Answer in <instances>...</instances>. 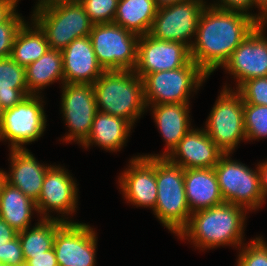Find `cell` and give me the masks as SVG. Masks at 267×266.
I'll use <instances>...</instances> for the list:
<instances>
[{"label": "cell", "instance_id": "cell-10", "mask_svg": "<svg viewBox=\"0 0 267 266\" xmlns=\"http://www.w3.org/2000/svg\"><path fill=\"white\" fill-rule=\"evenodd\" d=\"M42 98L30 94L3 112L0 141L8 140L10 150L24 149V145L37 141L44 134L47 119Z\"/></svg>", "mask_w": 267, "mask_h": 266}, {"label": "cell", "instance_id": "cell-34", "mask_svg": "<svg viewBox=\"0 0 267 266\" xmlns=\"http://www.w3.org/2000/svg\"><path fill=\"white\" fill-rule=\"evenodd\" d=\"M17 12L5 23L0 24V58L11 56L16 35L26 22Z\"/></svg>", "mask_w": 267, "mask_h": 266}, {"label": "cell", "instance_id": "cell-7", "mask_svg": "<svg viewBox=\"0 0 267 266\" xmlns=\"http://www.w3.org/2000/svg\"><path fill=\"white\" fill-rule=\"evenodd\" d=\"M230 89L223 87L204 129L224 154H233L240 141L246 140L244 101L236 90Z\"/></svg>", "mask_w": 267, "mask_h": 266}, {"label": "cell", "instance_id": "cell-41", "mask_svg": "<svg viewBox=\"0 0 267 266\" xmlns=\"http://www.w3.org/2000/svg\"><path fill=\"white\" fill-rule=\"evenodd\" d=\"M254 6L259 8L260 20L267 24V0H254Z\"/></svg>", "mask_w": 267, "mask_h": 266}, {"label": "cell", "instance_id": "cell-5", "mask_svg": "<svg viewBox=\"0 0 267 266\" xmlns=\"http://www.w3.org/2000/svg\"><path fill=\"white\" fill-rule=\"evenodd\" d=\"M31 20L44 32L49 48L62 51L74 39L90 35L93 24L78 1L33 10Z\"/></svg>", "mask_w": 267, "mask_h": 266}, {"label": "cell", "instance_id": "cell-28", "mask_svg": "<svg viewBox=\"0 0 267 266\" xmlns=\"http://www.w3.org/2000/svg\"><path fill=\"white\" fill-rule=\"evenodd\" d=\"M31 22L32 26L26 22L18 31L10 56L24 67L37 61L49 49L44 32L34 21Z\"/></svg>", "mask_w": 267, "mask_h": 266}, {"label": "cell", "instance_id": "cell-32", "mask_svg": "<svg viewBox=\"0 0 267 266\" xmlns=\"http://www.w3.org/2000/svg\"><path fill=\"white\" fill-rule=\"evenodd\" d=\"M244 245L240 246L237 266H267V245L259 237Z\"/></svg>", "mask_w": 267, "mask_h": 266}, {"label": "cell", "instance_id": "cell-4", "mask_svg": "<svg viewBox=\"0 0 267 266\" xmlns=\"http://www.w3.org/2000/svg\"><path fill=\"white\" fill-rule=\"evenodd\" d=\"M156 184L157 201L153 213L164 227L178 236L191 216L184 187V169L166 157H156Z\"/></svg>", "mask_w": 267, "mask_h": 266}, {"label": "cell", "instance_id": "cell-38", "mask_svg": "<svg viewBox=\"0 0 267 266\" xmlns=\"http://www.w3.org/2000/svg\"><path fill=\"white\" fill-rule=\"evenodd\" d=\"M19 0H0V24L7 22L17 11Z\"/></svg>", "mask_w": 267, "mask_h": 266}, {"label": "cell", "instance_id": "cell-40", "mask_svg": "<svg viewBox=\"0 0 267 266\" xmlns=\"http://www.w3.org/2000/svg\"><path fill=\"white\" fill-rule=\"evenodd\" d=\"M260 174V186L264 202L267 198V160L257 164Z\"/></svg>", "mask_w": 267, "mask_h": 266}, {"label": "cell", "instance_id": "cell-31", "mask_svg": "<svg viewBox=\"0 0 267 266\" xmlns=\"http://www.w3.org/2000/svg\"><path fill=\"white\" fill-rule=\"evenodd\" d=\"M93 25L113 23L119 0H78Z\"/></svg>", "mask_w": 267, "mask_h": 266}, {"label": "cell", "instance_id": "cell-29", "mask_svg": "<svg viewBox=\"0 0 267 266\" xmlns=\"http://www.w3.org/2000/svg\"><path fill=\"white\" fill-rule=\"evenodd\" d=\"M40 221V222H39ZM32 228L17 233L24 260L53 248L56 231L65 223L60 219H39Z\"/></svg>", "mask_w": 267, "mask_h": 266}, {"label": "cell", "instance_id": "cell-21", "mask_svg": "<svg viewBox=\"0 0 267 266\" xmlns=\"http://www.w3.org/2000/svg\"><path fill=\"white\" fill-rule=\"evenodd\" d=\"M154 122L167 146L162 154L143 155L145 157H166L181 139L191 130L189 103L151 105ZM153 108V109H152Z\"/></svg>", "mask_w": 267, "mask_h": 266}, {"label": "cell", "instance_id": "cell-46", "mask_svg": "<svg viewBox=\"0 0 267 266\" xmlns=\"http://www.w3.org/2000/svg\"><path fill=\"white\" fill-rule=\"evenodd\" d=\"M259 238L267 245V243L265 242V240H263L262 236L259 237Z\"/></svg>", "mask_w": 267, "mask_h": 266}, {"label": "cell", "instance_id": "cell-8", "mask_svg": "<svg viewBox=\"0 0 267 266\" xmlns=\"http://www.w3.org/2000/svg\"><path fill=\"white\" fill-rule=\"evenodd\" d=\"M89 36L104 71L135 69L139 35L115 23H106L93 25Z\"/></svg>", "mask_w": 267, "mask_h": 266}, {"label": "cell", "instance_id": "cell-27", "mask_svg": "<svg viewBox=\"0 0 267 266\" xmlns=\"http://www.w3.org/2000/svg\"><path fill=\"white\" fill-rule=\"evenodd\" d=\"M25 67L11 57L0 58V105L5 111L28 96Z\"/></svg>", "mask_w": 267, "mask_h": 266}, {"label": "cell", "instance_id": "cell-17", "mask_svg": "<svg viewBox=\"0 0 267 266\" xmlns=\"http://www.w3.org/2000/svg\"><path fill=\"white\" fill-rule=\"evenodd\" d=\"M118 177L123 197L138 207L155 208L157 201L156 157L134 156Z\"/></svg>", "mask_w": 267, "mask_h": 266}, {"label": "cell", "instance_id": "cell-19", "mask_svg": "<svg viewBox=\"0 0 267 266\" xmlns=\"http://www.w3.org/2000/svg\"><path fill=\"white\" fill-rule=\"evenodd\" d=\"M61 53L64 83L93 84L104 72L90 36L74 39Z\"/></svg>", "mask_w": 267, "mask_h": 266}, {"label": "cell", "instance_id": "cell-2", "mask_svg": "<svg viewBox=\"0 0 267 266\" xmlns=\"http://www.w3.org/2000/svg\"><path fill=\"white\" fill-rule=\"evenodd\" d=\"M247 209L223 202L211 208L191 213L188 225L178 234L179 239H187L200 250L244 244L243 237ZM247 212V213H245ZM243 243V244H242Z\"/></svg>", "mask_w": 267, "mask_h": 266}, {"label": "cell", "instance_id": "cell-6", "mask_svg": "<svg viewBox=\"0 0 267 266\" xmlns=\"http://www.w3.org/2000/svg\"><path fill=\"white\" fill-rule=\"evenodd\" d=\"M208 77L193 60L181 68L146 74L142 78L146 106L189 103L191 92L199 90Z\"/></svg>", "mask_w": 267, "mask_h": 266}, {"label": "cell", "instance_id": "cell-15", "mask_svg": "<svg viewBox=\"0 0 267 266\" xmlns=\"http://www.w3.org/2000/svg\"><path fill=\"white\" fill-rule=\"evenodd\" d=\"M191 60L189 46L145 34L138 40L137 63L133 71L143 78L146 74L181 68Z\"/></svg>", "mask_w": 267, "mask_h": 266}, {"label": "cell", "instance_id": "cell-22", "mask_svg": "<svg viewBox=\"0 0 267 266\" xmlns=\"http://www.w3.org/2000/svg\"><path fill=\"white\" fill-rule=\"evenodd\" d=\"M184 187L191 213L224 202L214 168L184 169Z\"/></svg>", "mask_w": 267, "mask_h": 266}, {"label": "cell", "instance_id": "cell-14", "mask_svg": "<svg viewBox=\"0 0 267 266\" xmlns=\"http://www.w3.org/2000/svg\"><path fill=\"white\" fill-rule=\"evenodd\" d=\"M97 235L86 223L65 222L55 234L58 266H95Z\"/></svg>", "mask_w": 267, "mask_h": 266}, {"label": "cell", "instance_id": "cell-44", "mask_svg": "<svg viewBox=\"0 0 267 266\" xmlns=\"http://www.w3.org/2000/svg\"><path fill=\"white\" fill-rule=\"evenodd\" d=\"M6 182V174L4 170L0 169V193L3 187V184Z\"/></svg>", "mask_w": 267, "mask_h": 266}, {"label": "cell", "instance_id": "cell-33", "mask_svg": "<svg viewBox=\"0 0 267 266\" xmlns=\"http://www.w3.org/2000/svg\"><path fill=\"white\" fill-rule=\"evenodd\" d=\"M236 91L242 96L244 103L267 106V77L246 80Z\"/></svg>", "mask_w": 267, "mask_h": 266}, {"label": "cell", "instance_id": "cell-26", "mask_svg": "<svg viewBox=\"0 0 267 266\" xmlns=\"http://www.w3.org/2000/svg\"><path fill=\"white\" fill-rule=\"evenodd\" d=\"M157 10L155 0H119L113 23L139 36L149 34Z\"/></svg>", "mask_w": 267, "mask_h": 266}, {"label": "cell", "instance_id": "cell-35", "mask_svg": "<svg viewBox=\"0 0 267 266\" xmlns=\"http://www.w3.org/2000/svg\"><path fill=\"white\" fill-rule=\"evenodd\" d=\"M0 263L8 266H25L18 235L5 244L0 243Z\"/></svg>", "mask_w": 267, "mask_h": 266}, {"label": "cell", "instance_id": "cell-45", "mask_svg": "<svg viewBox=\"0 0 267 266\" xmlns=\"http://www.w3.org/2000/svg\"><path fill=\"white\" fill-rule=\"evenodd\" d=\"M3 112H4V110L2 109V107H1V105H0V124H1V122H2Z\"/></svg>", "mask_w": 267, "mask_h": 266}, {"label": "cell", "instance_id": "cell-37", "mask_svg": "<svg viewBox=\"0 0 267 266\" xmlns=\"http://www.w3.org/2000/svg\"><path fill=\"white\" fill-rule=\"evenodd\" d=\"M25 266H58L54 249H50L43 254L30 255L25 261Z\"/></svg>", "mask_w": 267, "mask_h": 266}, {"label": "cell", "instance_id": "cell-42", "mask_svg": "<svg viewBox=\"0 0 267 266\" xmlns=\"http://www.w3.org/2000/svg\"><path fill=\"white\" fill-rule=\"evenodd\" d=\"M72 1H76V0H38L37 4L34 7V10L42 9L44 7L54 5L57 3L72 2Z\"/></svg>", "mask_w": 267, "mask_h": 266}, {"label": "cell", "instance_id": "cell-25", "mask_svg": "<svg viewBox=\"0 0 267 266\" xmlns=\"http://www.w3.org/2000/svg\"><path fill=\"white\" fill-rule=\"evenodd\" d=\"M25 74L29 95H41V90L53 84V82L61 81L63 85L64 74L61 51L49 48L37 61L25 67Z\"/></svg>", "mask_w": 267, "mask_h": 266}, {"label": "cell", "instance_id": "cell-12", "mask_svg": "<svg viewBox=\"0 0 267 266\" xmlns=\"http://www.w3.org/2000/svg\"><path fill=\"white\" fill-rule=\"evenodd\" d=\"M61 87V112L69 127V133L62 139L80 145L89 136L98 111L93 84L64 83Z\"/></svg>", "mask_w": 267, "mask_h": 266}, {"label": "cell", "instance_id": "cell-1", "mask_svg": "<svg viewBox=\"0 0 267 266\" xmlns=\"http://www.w3.org/2000/svg\"><path fill=\"white\" fill-rule=\"evenodd\" d=\"M258 25L245 14L206 5L190 47L192 60L210 76Z\"/></svg>", "mask_w": 267, "mask_h": 266}, {"label": "cell", "instance_id": "cell-13", "mask_svg": "<svg viewBox=\"0 0 267 266\" xmlns=\"http://www.w3.org/2000/svg\"><path fill=\"white\" fill-rule=\"evenodd\" d=\"M74 180L64 167L50 165L43 180L41 194L35 202L40 219H59L49 215V212L56 211L59 215L62 214L61 221L74 222L65 217L71 216L78 208V185Z\"/></svg>", "mask_w": 267, "mask_h": 266}, {"label": "cell", "instance_id": "cell-23", "mask_svg": "<svg viewBox=\"0 0 267 266\" xmlns=\"http://www.w3.org/2000/svg\"><path fill=\"white\" fill-rule=\"evenodd\" d=\"M133 125L121 117L97 111L89 136L80 144L84 148L98 145L109 152L120 151L130 136Z\"/></svg>", "mask_w": 267, "mask_h": 266}, {"label": "cell", "instance_id": "cell-39", "mask_svg": "<svg viewBox=\"0 0 267 266\" xmlns=\"http://www.w3.org/2000/svg\"><path fill=\"white\" fill-rule=\"evenodd\" d=\"M17 233L0 217V243L5 244L11 241L17 236Z\"/></svg>", "mask_w": 267, "mask_h": 266}, {"label": "cell", "instance_id": "cell-11", "mask_svg": "<svg viewBox=\"0 0 267 266\" xmlns=\"http://www.w3.org/2000/svg\"><path fill=\"white\" fill-rule=\"evenodd\" d=\"M205 6L203 0H187L158 9L149 35L158 40L180 42L191 47L193 41L190 40L196 35Z\"/></svg>", "mask_w": 267, "mask_h": 266}, {"label": "cell", "instance_id": "cell-3", "mask_svg": "<svg viewBox=\"0 0 267 266\" xmlns=\"http://www.w3.org/2000/svg\"><path fill=\"white\" fill-rule=\"evenodd\" d=\"M97 109L128 120L132 125L144 114L143 79L133 70H111L93 83Z\"/></svg>", "mask_w": 267, "mask_h": 266}, {"label": "cell", "instance_id": "cell-36", "mask_svg": "<svg viewBox=\"0 0 267 266\" xmlns=\"http://www.w3.org/2000/svg\"><path fill=\"white\" fill-rule=\"evenodd\" d=\"M210 5L226 11L238 12L245 14L254 19L259 25L264 23L260 20V13H250V8L254 7V0H219L218 2L210 3ZM253 6V7H252Z\"/></svg>", "mask_w": 267, "mask_h": 266}, {"label": "cell", "instance_id": "cell-24", "mask_svg": "<svg viewBox=\"0 0 267 266\" xmlns=\"http://www.w3.org/2000/svg\"><path fill=\"white\" fill-rule=\"evenodd\" d=\"M36 203L21 190L9 183L3 184L0 193V217L15 231L20 232L31 226Z\"/></svg>", "mask_w": 267, "mask_h": 266}, {"label": "cell", "instance_id": "cell-30", "mask_svg": "<svg viewBox=\"0 0 267 266\" xmlns=\"http://www.w3.org/2000/svg\"><path fill=\"white\" fill-rule=\"evenodd\" d=\"M246 141L267 138V106L244 103Z\"/></svg>", "mask_w": 267, "mask_h": 266}, {"label": "cell", "instance_id": "cell-18", "mask_svg": "<svg viewBox=\"0 0 267 266\" xmlns=\"http://www.w3.org/2000/svg\"><path fill=\"white\" fill-rule=\"evenodd\" d=\"M223 154L204 128L191 127L166 158L183 169L214 168Z\"/></svg>", "mask_w": 267, "mask_h": 266}, {"label": "cell", "instance_id": "cell-9", "mask_svg": "<svg viewBox=\"0 0 267 266\" xmlns=\"http://www.w3.org/2000/svg\"><path fill=\"white\" fill-rule=\"evenodd\" d=\"M214 171L224 202L239 205L248 211L258 210L265 204L260 186L259 168L253 170L223 154Z\"/></svg>", "mask_w": 267, "mask_h": 266}, {"label": "cell", "instance_id": "cell-20", "mask_svg": "<svg viewBox=\"0 0 267 266\" xmlns=\"http://www.w3.org/2000/svg\"><path fill=\"white\" fill-rule=\"evenodd\" d=\"M9 172L5 171L6 182L21 190L27 197L36 202L41 194L42 184L49 165L41 164L30 150H10Z\"/></svg>", "mask_w": 267, "mask_h": 266}, {"label": "cell", "instance_id": "cell-43", "mask_svg": "<svg viewBox=\"0 0 267 266\" xmlns=\"http://www.w3.org/2000/svg\"><path fill=\"white\" fill-rule=\"evenodd\" d=\"M155 1L157 9H161L187 0H155Z\"/></svg>", "mask_w": 267, "mask_h": 266}, {"label": "cell", "instance_id": "cell-16", "mask_svg": "<svg viewBox=\"0 0 267 266\" xmlns=\"http://www.w3.org/2000/svg\"><path fill=\"white\" fill-rule=\"evenodd\" d=\"M267 24L258 25L233 51L223 68L234 79L238 88L246 80L267 77Z\"/></svg>", "mask_w": 267, "mask_h": 266}]
</instances>
